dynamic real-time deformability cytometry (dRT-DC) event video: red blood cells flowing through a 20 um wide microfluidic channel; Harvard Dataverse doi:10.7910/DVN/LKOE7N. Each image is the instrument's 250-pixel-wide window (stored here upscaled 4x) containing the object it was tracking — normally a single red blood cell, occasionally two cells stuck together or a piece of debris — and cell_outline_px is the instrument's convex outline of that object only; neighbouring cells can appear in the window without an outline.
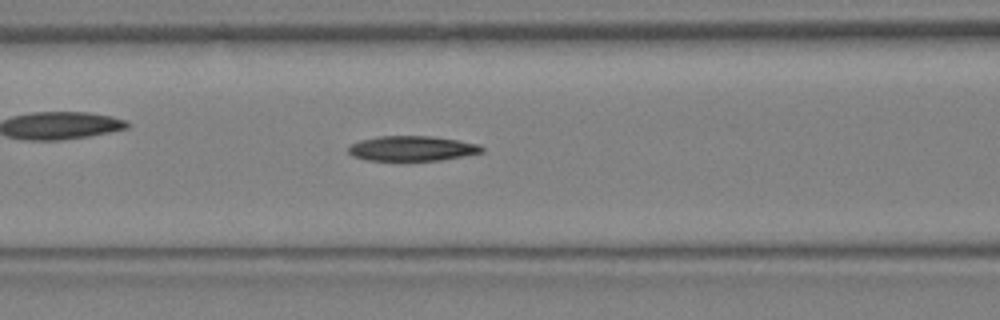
{"species": "Egyptian fruit bat (a non-hibernating species)", "species_latin": "Rousettus aegyptiacus", "temperature_condition": "warm", "stored_images_in_passage": 14, "camera_frame_rate_fps": 3000, "um_per_image_px": 0.085, "animal": {"sex": "female"}, "frame": {"image": 1, "passage_image": 12, "time_ms": 3.667, "image_size_px": [1000, 320], "cell_outline_px": [[484, 152], [440, 160], [368, 160], [352, 156], [348, 152], [348, 148], [352, 144], [360, 140], [380, 136], [432, 136], [480, 144], [484, 148]], "centroid_in_image_um": [35.03, 12.61], "position_along_channel_um": 131.6, "area_um2": 19.31}}
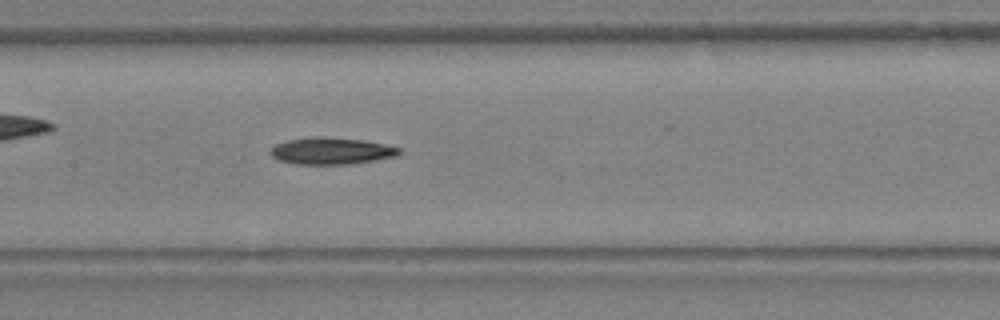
{"frame": {"image": 2, "passage_image": 14, "time_ms": 4.333, "image_size_px": [1000, 320], "cell_outline_px": [[400, 152], [396, 156], [348, 164], [300, 164], [280, 160], [272, 156], [272, 148], [276, 144], [288, 140], [316, 136], [364, 140], [384, 144], [400, 148]], "centroid_in_image_um": [28.17, 12.82], "position_along_channel_um": 179.2, "area_um2": 19.65}}